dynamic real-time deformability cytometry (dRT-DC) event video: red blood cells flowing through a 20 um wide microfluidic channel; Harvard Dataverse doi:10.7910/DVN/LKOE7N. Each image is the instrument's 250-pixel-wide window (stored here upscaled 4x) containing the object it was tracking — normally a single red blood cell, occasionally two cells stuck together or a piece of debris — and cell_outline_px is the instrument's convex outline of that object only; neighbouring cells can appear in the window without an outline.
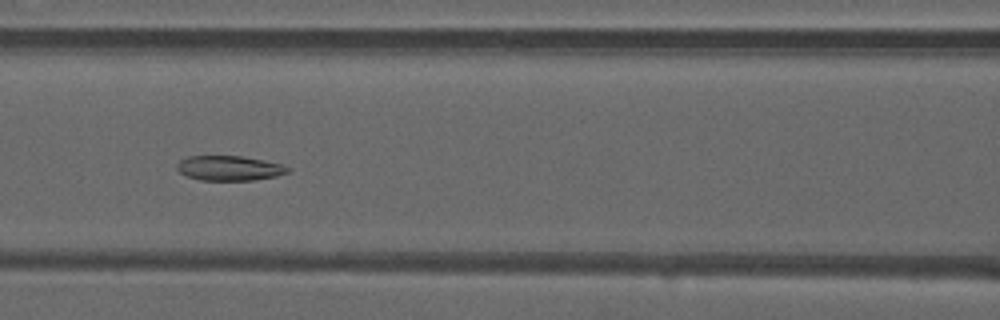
{"species": "common noctule bat (a hibernating species)", "species_latin": "Nyctalus noctula", "temperature_condition": "warm", "stored_images_in_passage": 51, "camera_frame_rate_fps": 3000, "um_per_image_px": 0.085, "animal": {"sex": "male", "forearm_length_mm": 52.5}, "frame": {"image": 1, "passage_image": 23, "time_ms": 7.333, "image_size_px": [1000, 320], "cell_outline_px": [[288, 172], [276, 176], [252, 180], [200, 180], [188, 176], [180, 172], [176, 168], [176, 164], [180, 160], [188, 156], [240, 156], [280, 164], [288, 168]], "centroid_in_image_um": [19.42, 14.29], "position_along_channel_um": 147.2, "area_um2": 15.72}}
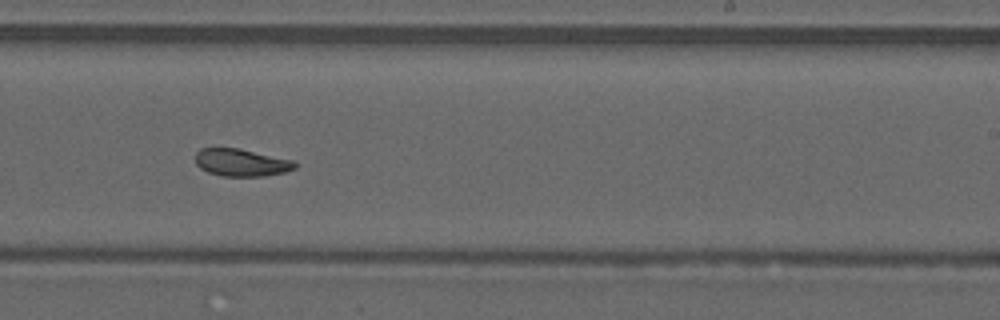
{"frame": {"image": 2, "passage_image": 32, "time_ms": 10.333, "image_size_px": [1000, 320], "cell_outline_px": [[296, 168], [284, 172], [264, 176], [224, 176], [208, 172], [200, 168], [196, 164], [196, 152], [200, 148], [240, 148], [292, 160], [296, 164]], "centroid_in_image_um": [20.49, 13.81], "position_along_channel_um": 268.5, "area_um2": 15.84}}
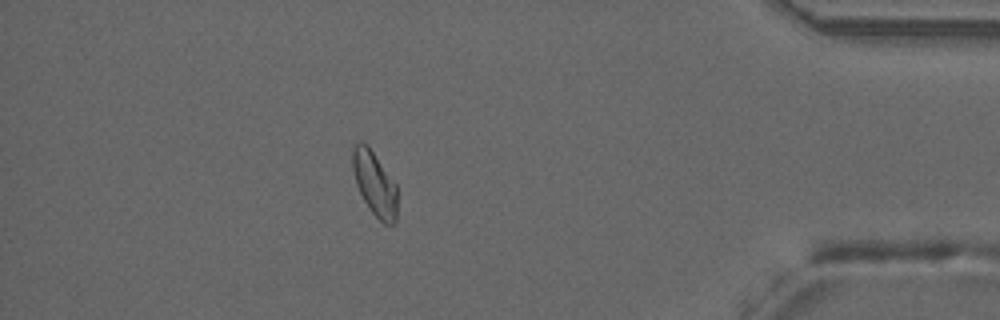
{"frame": {"image": 3, "passage_image": 45, "time_ms": 14.667, "image_size_px": [1000, 320], "cell_outline_px": [[396, 224], [384, 224], [372, 212], [364, 200], [356, 184], [352, 168], [352, 148], [360, 140], [368, 144], [396, 184]], "centroid_in_image_um": [31.83, 15.57], "position_along_channel_um": 403.4, "area_um2": 16.7}, "authors_computed_cell_mechanics": {"area_um2": 17.1666, "velocity_mm_per_s": 4.0655, "shape_relaxation_time_tau1_ms": null, "shape_relaxation_time_tau2_ms": 3.6406, "deformation_change_tau1": null, "deformation_change_tau2": 0.1049}}